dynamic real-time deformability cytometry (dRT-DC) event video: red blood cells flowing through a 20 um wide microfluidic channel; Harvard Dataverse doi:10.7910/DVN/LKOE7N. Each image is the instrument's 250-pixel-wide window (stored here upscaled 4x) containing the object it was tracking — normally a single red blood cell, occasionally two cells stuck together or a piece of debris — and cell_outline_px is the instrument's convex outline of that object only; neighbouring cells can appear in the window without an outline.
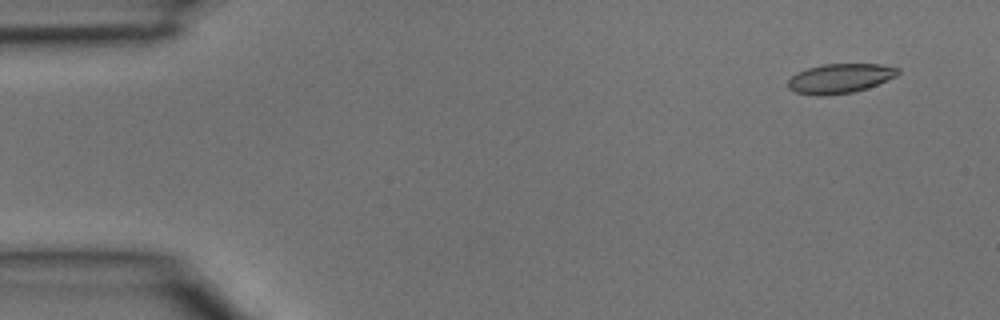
{"species": "common noctule bat (a hibernating species)", "species_latin": "Nyctalus noctula", "temperature_condition": "room temperature", "stored_images_in_passage": 3, "camera_frame_rate_fps": 3000, "um_per_image_px": 0.085, "animal": {"sex": "male", "body_mass_g": 15.6}, "frame": {"image": 1, "passage_image": 3, "time_ms": 0.667, "image_size_px": [1000, 320], "cell_outline_px": [[900, 72], [896, 76], [868, 88], [852, 92], [824, 96], [820, 96], [796, 92], [788, 88], [788, 80], [792, 76], [808, 68], [824, 64], [880, 64], [900, 68]], "centroid_in_image_um": [71.42, 6.67], "position_along_channel_um": 13.6, "area_um2": 18.79}}